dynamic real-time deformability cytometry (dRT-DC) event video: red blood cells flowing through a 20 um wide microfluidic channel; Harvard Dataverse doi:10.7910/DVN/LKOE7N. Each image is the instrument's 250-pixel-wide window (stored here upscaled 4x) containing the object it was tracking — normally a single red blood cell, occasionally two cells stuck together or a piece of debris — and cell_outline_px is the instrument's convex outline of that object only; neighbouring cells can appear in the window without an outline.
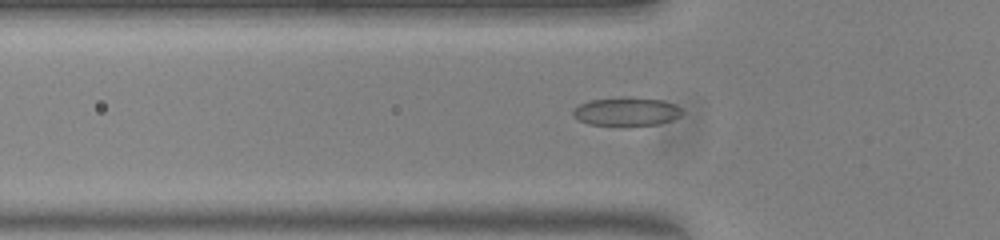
{"species": "common noctule bat (a hibernating species)", "species_latin": "Nyctalus noctula", "temperature_condition": "warm", "stored_images_in_passage": 49, "camera_frame_rate_fps": 3000, "um_per_image_px": 0.085, "animal": {"sex": "female", "body_mass_g": 23.0, "forearm_length_mm": 53.4}, "frame": {"image": 1, "passage_image": 18, "time_ms": 5.667, "image_size_px": [1000, 240], "cell_outline_px": [[684, 112], [680, 116], [672, 120], [660, 124], [588, 124], [572, 116], [572, 108], [580, 104], [592, 100], [624, 96], [628, 96], [664, 100], [676, 104]], "centroid_in_image_um": [53.27, 9.45], "position_along_channel_um": 72.5, "area_um2": 18.09}}
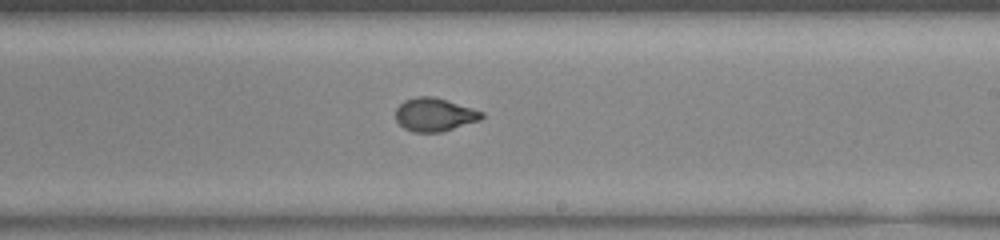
{"frame": {"image": 2, "passage_image": 32, "time_ms": 10.333, "image_size_px": [1000, 240], "cell_outline_px": [[484, 116], [480, 120], [440, 132], [412, 132], [404, 128], [396, 120], [396, 108], [404, 100], [416, 96], [432, 96], [448, 100], [484, 112]], "centroid_in_image_um": [36.92, 9.73], "position_along_channel_um": 252.1, "area_um2": 16.7}}
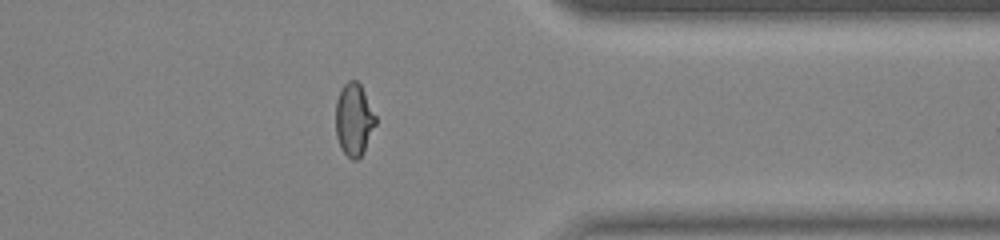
{"frame": {"image": 3, "passage_image": 43, "time_ms": 14.0, "image_size_px": [1000, 240], "cell_outline_px": [[376, 124], [364, 152], [356, 160], [352, 160], [340, 148], [336, 136], [336, 100], [344, 84], [348, 80], [356, 80], [360, 84], [376, 116]], "centroid_in_image_um": [30.08, 10.18], "position_along_channel_um": 381.3, "area_um2": 16.82}}